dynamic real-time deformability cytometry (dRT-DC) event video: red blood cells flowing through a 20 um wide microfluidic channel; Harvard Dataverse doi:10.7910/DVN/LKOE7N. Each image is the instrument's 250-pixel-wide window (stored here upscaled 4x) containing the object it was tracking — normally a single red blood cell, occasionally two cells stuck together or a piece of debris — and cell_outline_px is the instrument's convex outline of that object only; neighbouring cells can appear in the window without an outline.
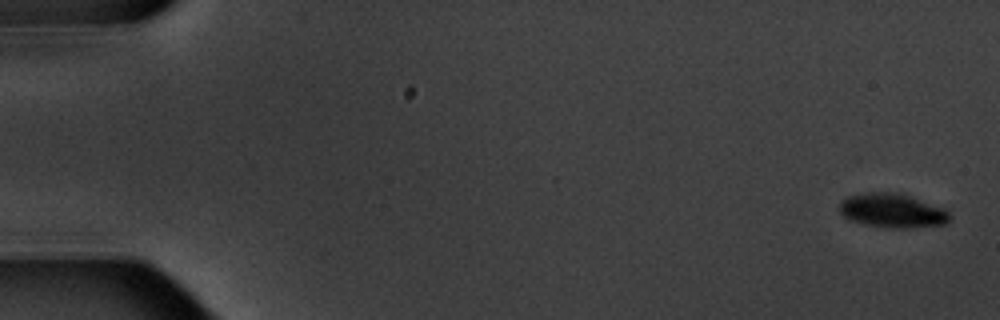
{"species": "common noctule bat (a hibernating species)", "species_latin": "Nyctalus noctula", "temperature_condition": "warm", "stored_images_in_passage": 8, "camera_frame_rate_fps": 3000, "um_per_image_px": 0.085, "animal": {"sex": "male", "body_mass_g": 20.1, "forearm_length_mm": 53.5}, "frame": {"image": 1, "passage_image": 1, "time_ms": 0.0, "image_size_px": [1000, 320], "cell_outline_px": [[952, 216], [948, 224], [908, 228], [888, 228], [864, 224], [848, 220], [840, 212], [840, 204], [848, 196], [868, 192], [896, 192], [908, 196], [940, 208], [948, 212]], "centroid_in_image_um": [75.83, 17.93], "position_along_channel_um": 9.2, "area_um2": 21.68}}
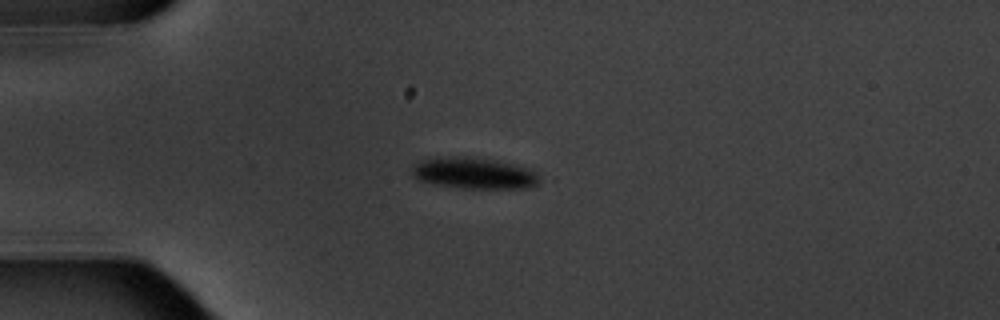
{"frame": {"image": 2, "passage_image": 5, "time_ms": 4.667, "image_size_px": [1000, 320], "cell_outline_px": [[540, 184], [532, 188], [464, 188], [436, 184], [420, 180], [412, 172], [412, 168], [416, 164], [424, 160], [440, 156], [464, 156], [492, 160], [512, 164], [528, 168], [536, 172], [540, 176]], "centroid_in_image_um": [40.36, 14.72], "position_along_channel_um": 44.6, "area_um2": 23.06}}
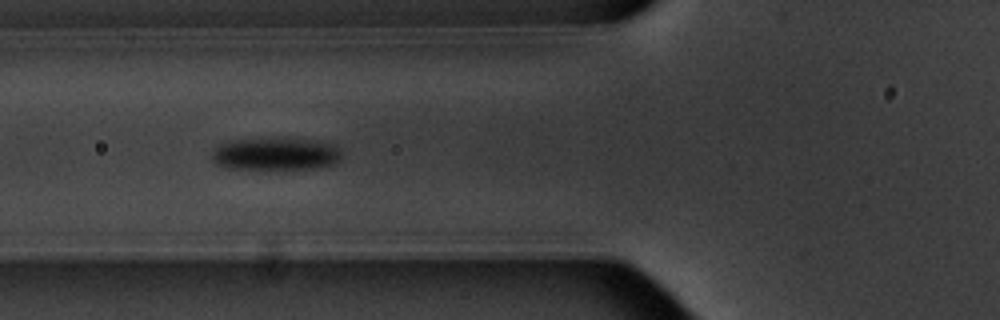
{"frame": {"image": 3, "passage_image": 7, "time_ms": 7.0, "image_size_px": [1000, 320], "cell_outline_px": [[340, 160], [332, 164], [320, 168], [228, 168], [216, 164], [212, 160], [212, 148], [220, 144], [232, 140], [312, 140], [336, 144], [340, 148]], "centroid_in_image_um": [23.43, 13.1], "position_along_channel_um": 102.4, "area_um2": 23.99}}